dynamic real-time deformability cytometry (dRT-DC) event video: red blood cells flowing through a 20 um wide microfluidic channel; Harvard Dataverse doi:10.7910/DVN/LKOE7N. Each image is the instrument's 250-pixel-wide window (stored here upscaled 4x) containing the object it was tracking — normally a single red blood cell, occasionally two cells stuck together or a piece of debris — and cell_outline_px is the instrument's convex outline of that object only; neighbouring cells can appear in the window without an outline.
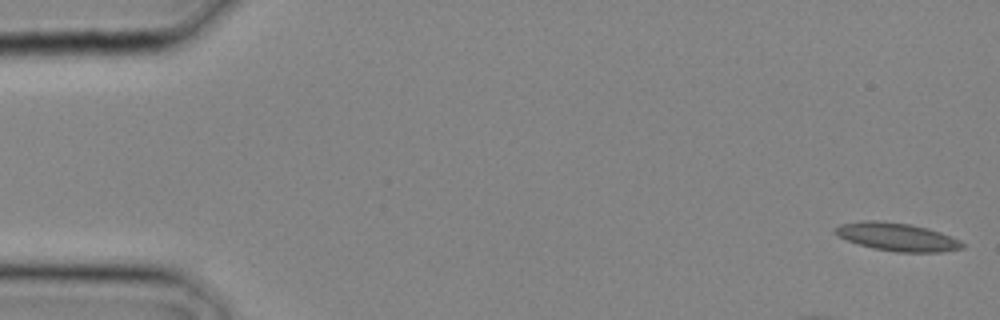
{"species": "common noctule bat (a hibernating species)", "species_latin": "Nyctalus noctula", "temperature_condition": "cold", "stored_images_in_passage": 3, "camera_frame_rate_fps": 3000, "um_per_image_px": 0.085, "animal": {"sex": "male", "body_mass_g": 20.4}, "frame": {"image": 1, "passage_image": 1, "time_ms": 0.0, "image_size_px": [1000, 320], "cell_outline_px": [[964, 248], [940, 252], [896, 252], [872, 248], [848, 240], [840, 236], [832, 228], [840, 224], [860, 220], [880, 220], [912, 224], [928, 228], [940, 232], [960, 240], [964, 244]], "centroid_in_image_um": [76.26, 20.12], "position_along_channel_um": 8.7, "area_um2": 20.87}}